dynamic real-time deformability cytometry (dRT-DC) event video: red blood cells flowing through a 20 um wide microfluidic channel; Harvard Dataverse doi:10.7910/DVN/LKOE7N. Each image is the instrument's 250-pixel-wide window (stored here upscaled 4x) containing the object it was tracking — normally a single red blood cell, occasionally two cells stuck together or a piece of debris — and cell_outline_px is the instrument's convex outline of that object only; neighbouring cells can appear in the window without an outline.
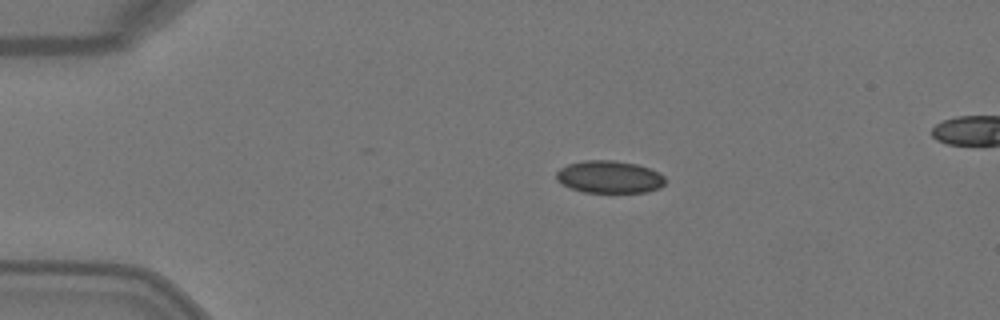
{"species": "Egyptian fruit bat (a non-hibernating species)", "species_latin": "Rousettus aegyptiacus", "temperature_condition": "warm", "stored_images_in_passage": 3, "segment_of_instrument_passage": [1, 2], "camera_frame_rate_fps": 3000, "um_per_image_px": 0.085, "animal": {"sex": "female"}, "frame": {"image": 1, "passage_image": 1, "time_ms": 0.0, "image_size_px": [1000, 320], "cell_outline_px": [[664, 184], [660, 188], [648, 192], [584, 192], [572, 188], [556, 180], [556, 172], [560, 168], [568, 164], [584, 160], [612, 160], [636, 164], [660, 172], [664, 176]], "centroid_in_image_um": [51.81, 15.03], "position_along_channel_um": 33.2, "area_um2": 20.52}}